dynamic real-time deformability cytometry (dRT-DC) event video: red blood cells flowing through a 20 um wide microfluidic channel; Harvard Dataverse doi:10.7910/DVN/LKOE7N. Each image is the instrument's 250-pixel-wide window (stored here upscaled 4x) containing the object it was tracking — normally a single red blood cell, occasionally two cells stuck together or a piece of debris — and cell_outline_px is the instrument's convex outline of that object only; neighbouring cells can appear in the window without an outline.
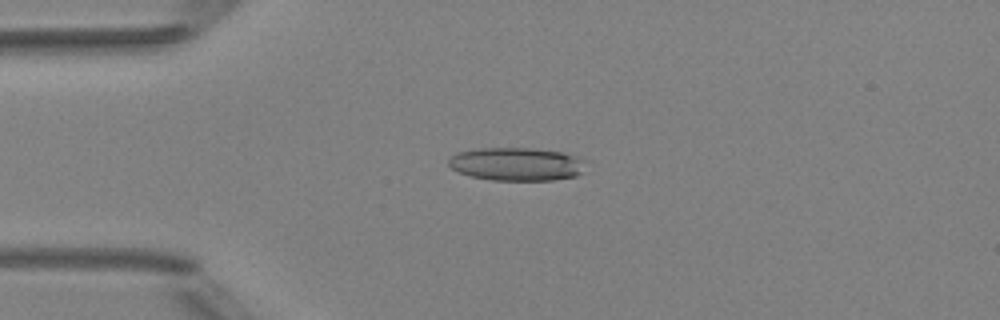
{"species": "Egyptian fruit bat (a non-hibernating species)", "species_latin": "Rousettus aegyptiacus", "temperature_condition": "room temperature", "stored_images_in_passage": 5, "camera_frame_rate_fps": 3000, "um_per_image_px": 0.085, "animal": {"sex": "female"}, "frame": {"image": 1, "passage_image": 3, "time_ms": 3.333, "image_size_px": [1000, 320], "cell_outline_px": [[584, 172], [576, 176], [552, 180], [492, 180], [472, 176], [460, 172], [452, 168], [448, 164], [448, 160], [456, 152], [476, 148], [536, 148], [560, 152], [584, 160]], "centroid_in_image_um": [43.89, 13.94], "position_along_channel_um": 41.1, "area_um2": 26.47}}
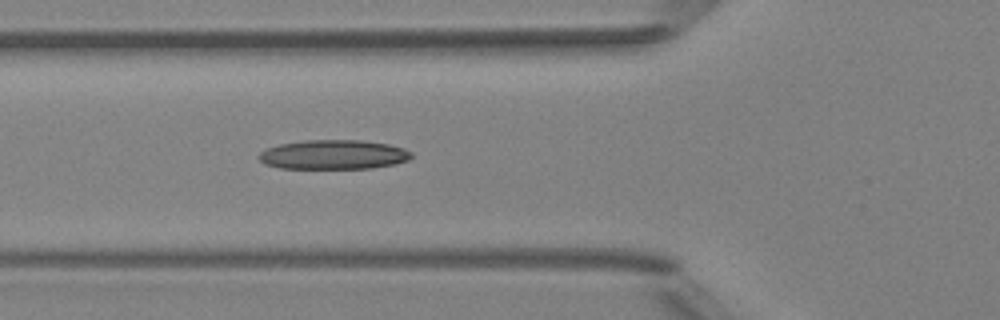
{"frame": {"image": 2, "passage_image": 5, "time_ms": 5.333, "image_size_px": [1000, 320], "cell_outline_px": [[412, 156], [408, 160], [396, 164], [372, 168], [280, 168], [264, 164], [260, 160], [260, 152], [268, 148], [280, 144], [304, 140], [364, 140], [388, 144], [404, 148], [412, 152]], "centroid_in_image_um": [28.38, 13.14], "position_along_channel_um": 97.4, "area_um2": 26.13}}